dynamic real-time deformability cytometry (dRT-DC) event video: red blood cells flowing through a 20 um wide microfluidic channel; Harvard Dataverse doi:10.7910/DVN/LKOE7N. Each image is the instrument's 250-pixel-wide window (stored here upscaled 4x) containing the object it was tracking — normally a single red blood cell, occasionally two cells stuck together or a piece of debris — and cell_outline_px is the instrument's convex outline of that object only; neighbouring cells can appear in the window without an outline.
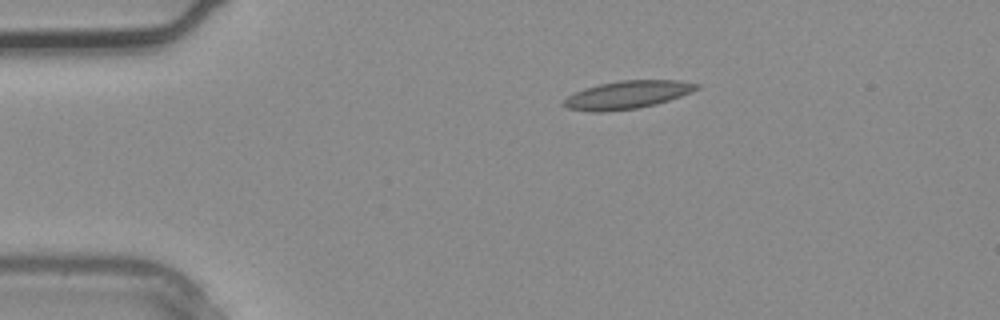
{"species": "common noctule bat (a hibernating species)", "species_latin": "Nyctalus noctula", "temperature_condition": "warm", "stored_images_in_passage": 2, "camera_frame_rate_fps": 3000, "um_per_image_px": 0.085, "animal": {"sex": "male", "body_mass_g": 20.4}, "frame": {"image": 1, "passage_image": 2, "time_ms": 0.333, "image_size_px": [1000, 320], "cell_outline_px": [[700, 88], [680, 96], [656, 104], [636, 108], [604, 112], [592, 112], [564, 108], [560, 104], [568, 96], [584, 88], [600, 84], [620, 80], [680, 80], [700, 84]], "centroid_in_image_um": [53.29, 8.06], "position_along_channel_um": 31.7, "area_um2": 21.68}}